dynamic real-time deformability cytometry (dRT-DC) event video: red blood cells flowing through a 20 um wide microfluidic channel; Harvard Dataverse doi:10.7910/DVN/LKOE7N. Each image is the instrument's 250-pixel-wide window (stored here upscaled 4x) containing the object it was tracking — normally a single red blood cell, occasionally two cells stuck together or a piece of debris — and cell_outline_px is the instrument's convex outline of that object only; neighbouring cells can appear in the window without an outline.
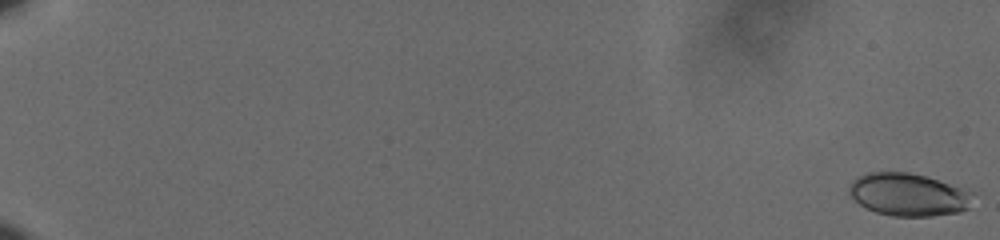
{"species": "human", "species_latin": "Homo sapiens", "temperature_condition": "cold", "stored_images_in_passage": 62, "camera_frame_rate_fps": 3000, "um_per_image_px": 0.085, "donor": {"sex": "male"}, "frame": {"image": 1, "passage_image": 1, "time_ms": 0.0, "image_size_px": [1000, 240], "cell_outline_px": [[976, 192], [968, 208], [960, 212], [932, 216], [892, 216], [876, 212], [860, 204], [848, 192], [848, 184], [852, 180], [868, 172], [908, 172], [924, 176]], "centroid_in_image_um": [77.23, 16.54], "position_along_channel_um": 7.8, "area_um2": 30.81}}
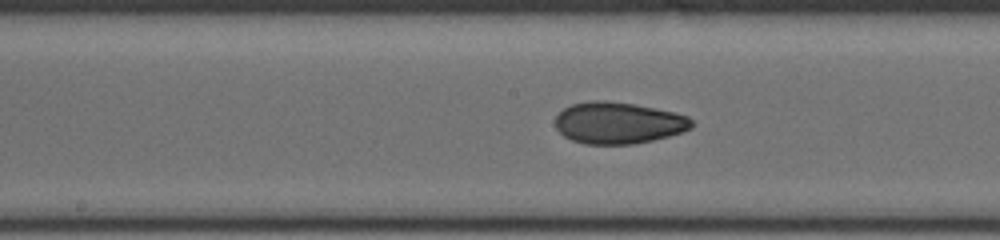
{"frame": {"image": 2, "passage_image": 36, "time_ms": 11.667, "image_size_px": [1000, 240], "cell_outline_px": [[696, 124], [692, 128], [684, 132], [636, 144], [584, 144], [572, 140], [564, 136], [556, 128], [556, 116], [564, 108], [572, 104], [592, 100], [604, 100], [632, 104], [656, 108], [676, 112], [688, 116]], "centroid_in_image_um": [52.6, 10.45], "position_along_channel_um": 195.6, "area_um2": 33.29}}
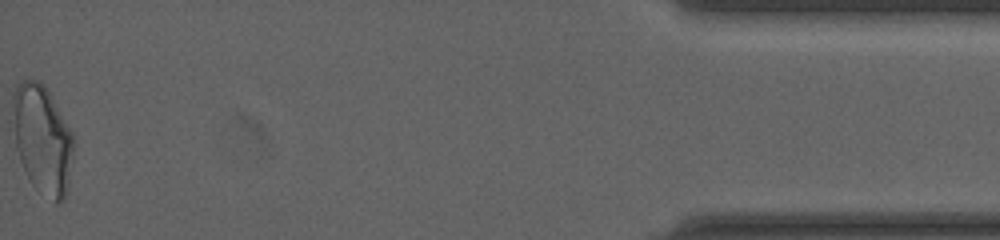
{"frame": {"image": 3, "passage_image": 62, "time_ms": 20.333, "image_size_px": [1000, 240], "cell_outline_px": [[72, 160], [68, 192], [64, 200], [60, 204], [56, 204], [36, 188], [32, 184], [20, 160], [16, 148], [12, 100], [12, 96], [16, 84], [24, 80], [40, 80], [44, 84], [72, 132]], "centroid_in_image_um": [3.61, 11.86], "position_along_channel_um": 431.6, "area_um2": 38.32}, "authors_computed_cell_mechanics": {"area_um2": 32.1946, "velocity_mm_per_s": 3.6048, "shape_relaxation_time_tau1_ms": null, "shape_relaxation_time_tau2_ms": 1.6615, "deformation_change_tau1": null, "deformation_change_tau2": 0.0658}}